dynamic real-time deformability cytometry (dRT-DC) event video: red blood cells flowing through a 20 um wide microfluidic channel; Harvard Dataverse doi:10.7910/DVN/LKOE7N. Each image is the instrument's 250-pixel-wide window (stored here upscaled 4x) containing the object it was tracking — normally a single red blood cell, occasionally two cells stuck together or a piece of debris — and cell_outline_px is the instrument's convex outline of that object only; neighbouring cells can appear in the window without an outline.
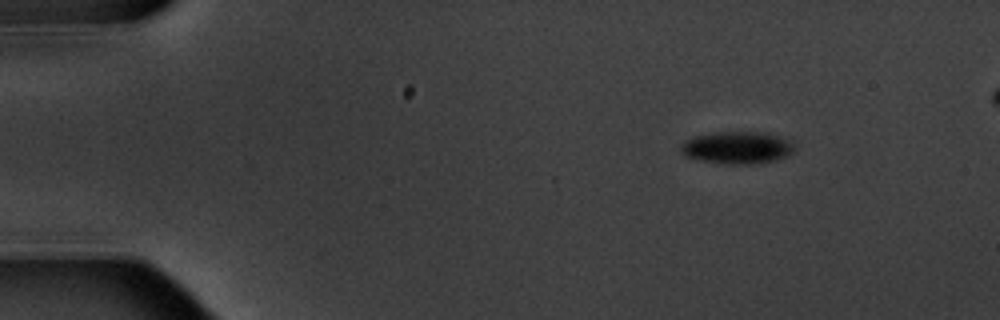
{"species": "common noctule bat (a hibernating species)", "species_latin": "Nyctalus noctula", "temperature_condition": "warm", "stored_images_in_passage": 7, "camera_frame_rate_fps": 3000, "um_per_image_px": 0.085, "animal": {"sex": "male", "body_mass_g": 20.1, "forearm_length_mm": 53.5}, "frame": {"image": 1, "passage_image": 7, "time_ms": 8.0, "image_size_px": [1000, 320], "cell_outline_px": [[796, 148], [788, 156], [776, 160], [760, 164], [724, 164], [696, 160], [684, 156], [680, 152], [680, 148], [684, 140], [696, 136], [712, 132], [764, 132], [792, 140]], "centroid_in_image_um": [62.67, 12.56], "position_along_channel_um": 22.3, "area_um2": 21.91}}